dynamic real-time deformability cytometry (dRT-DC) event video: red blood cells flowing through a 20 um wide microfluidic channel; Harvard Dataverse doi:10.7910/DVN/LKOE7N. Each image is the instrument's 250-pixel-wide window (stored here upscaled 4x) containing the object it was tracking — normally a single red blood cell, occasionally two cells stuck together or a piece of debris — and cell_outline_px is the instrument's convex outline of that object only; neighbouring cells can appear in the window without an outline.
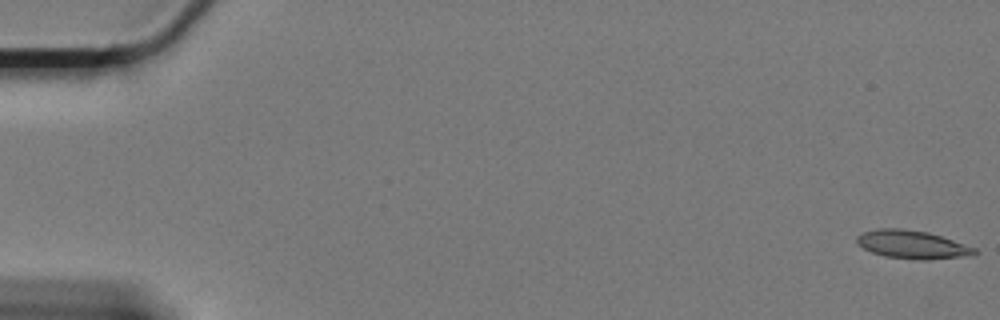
{"species": "Egyptian fruit bat (a non-hibernating species)", "species_latin": "Rousettus aegyptiacus", "temperature_condition": "cold", "stored_images_in_passage": 15, "camera_frame_rate_fps": 3000, "um_per_image_px": 0.085, "animal": {"sex": "female"}, "frame": {"image": 1, "passage_image": 1, "time_ms": 0.0, "image_size_px": [1000, 320], "cell_outline_px": [[980, 252], [960, 256], [928, 260], [920, 260], [884, 256], [872, 252], [856, 244], [856, 236], [860, 232], [880, 228], [900, 228], [928, 232], [976, 248]], "centroid_in_image_um": [77.46, 20.77], "position_along_channel_um": 7.5, "area_um2": 19.25}}